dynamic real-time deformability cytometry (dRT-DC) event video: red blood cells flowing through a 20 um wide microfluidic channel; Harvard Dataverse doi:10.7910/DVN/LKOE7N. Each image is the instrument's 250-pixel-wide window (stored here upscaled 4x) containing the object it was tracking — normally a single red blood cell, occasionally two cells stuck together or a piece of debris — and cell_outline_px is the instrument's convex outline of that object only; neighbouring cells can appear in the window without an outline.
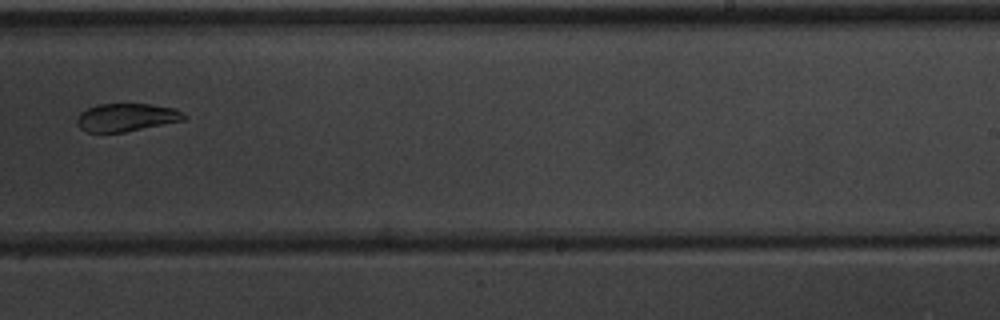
{"species": "common noctule bat (a hibernating species)", "species_latin": "Nyctalus noctula", "temperature_condition": "warm", "stored_images_in_passage": 8, "camera_frame_rate_fps": 3000, "um_per_image_px": 0.085, "animal": {"sex": "male", "body_mass_g": 20.1, "forearm_length_mm": 53.5}, "frame": {"image": 1, "passage_image": 8, "time_ms": 8.333, "image_size_px": [1000, 320], "cell_outline_px": [[188, 116], [184, 120], [124, 132], [84, 132], [80, 128], [76, 120], [80, 112], [88, 108], [100, 104], [152, 104], [172, 108], [184, 112]], "centroid_in_image_um": [10.75, 9.98], "position_along_channel_um": 278.3, "area_um2": 17.4}}